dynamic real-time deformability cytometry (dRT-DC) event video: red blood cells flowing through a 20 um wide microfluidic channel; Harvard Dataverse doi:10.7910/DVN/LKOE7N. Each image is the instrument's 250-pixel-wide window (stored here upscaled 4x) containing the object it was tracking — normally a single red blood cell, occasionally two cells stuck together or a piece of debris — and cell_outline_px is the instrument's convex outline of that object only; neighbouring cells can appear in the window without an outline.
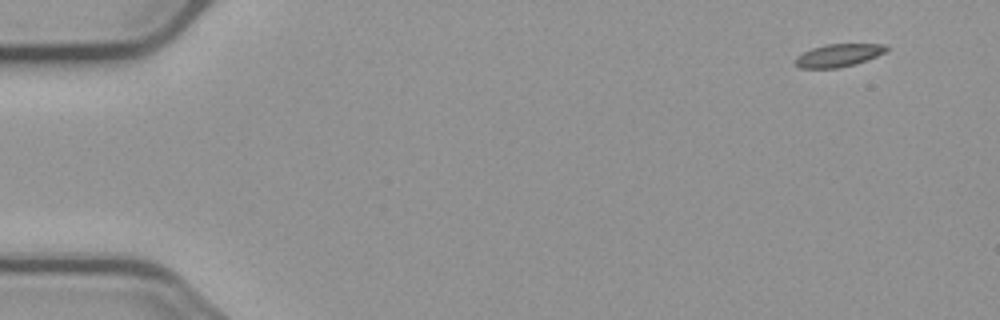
{"species": "common noctule bat (a hibernating species)", "species_latin": "Nyctalus noctula", "temperature_condition": "cold", "stored_images_in_passage": 3, "camera_frame_rate_fps": 3000, "um_per_image_px": 0.085, "animal": {"sex": "male", "body_mass_g": 23.1, "forearm_length_mm": 52.7}, "frame": {"image": 1, "passage_image": 1, "time_ms": 0.0, "image_size_px": [1000, 320], "cell_outline_px": [[888, 48], [884, 52], [876, 56], [856, 64], [840, 68], [800, 68], [796, 64], [796, 56], [812, 48], [828, 44], [888, 44]], "centroid_in_image_um": [71.28, 4.7], "position_along_channel_um": 13.7, "area_um2": 12.02}}